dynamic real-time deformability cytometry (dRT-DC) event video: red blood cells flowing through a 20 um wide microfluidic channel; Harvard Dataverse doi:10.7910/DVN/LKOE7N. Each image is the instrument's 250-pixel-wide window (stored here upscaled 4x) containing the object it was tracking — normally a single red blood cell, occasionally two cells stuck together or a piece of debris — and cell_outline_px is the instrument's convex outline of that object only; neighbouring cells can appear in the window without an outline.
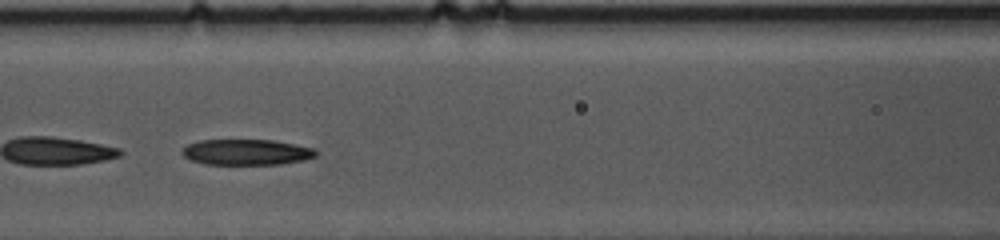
{"species": "common noctule bat (a hibernating species)", "species_latin": "Nyctalus noctula", "temperature_condition": "cold", "stored_images_in_passage": 36, "camera_frame_rate_fps": 3000, "um_per_image_px": 0.085, "animal": {"sex": "female", "body_mass_g": 10.0, "forearm_length_mm": 53.1}, "frame": {"image": 1, "passage_image": 16, "time_ms": 5.0, "image_size_px": [1000, 240], "cell_outline_px": [[316, 156], [304, 160], [280, 164], [204, 164], [192, 160], [184, 156], [180, 152], [188, 144], [200, 140], [272, 140], [312, 148], [316, 152]], "centroid_in_image_um": [20.92, 12.93], "position_along_channel_um": 145.7, "area_um2": 19.83}}